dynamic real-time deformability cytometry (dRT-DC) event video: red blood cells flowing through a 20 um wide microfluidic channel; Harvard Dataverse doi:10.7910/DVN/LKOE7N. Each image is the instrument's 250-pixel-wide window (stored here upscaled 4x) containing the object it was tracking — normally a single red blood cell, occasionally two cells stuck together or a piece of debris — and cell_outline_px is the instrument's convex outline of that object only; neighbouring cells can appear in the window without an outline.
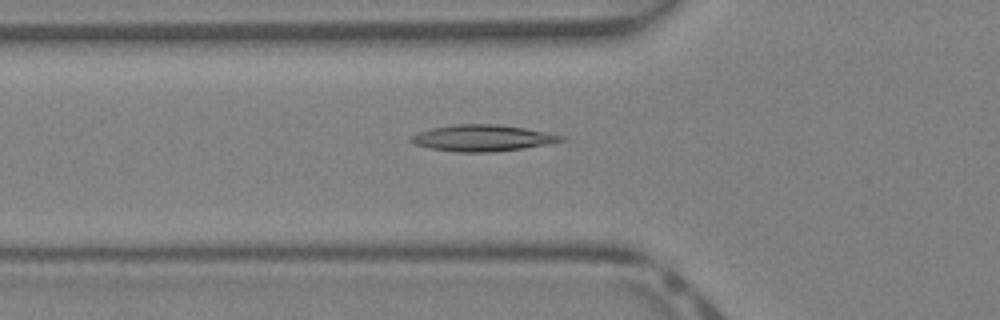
{"species": "Egyptian fruit bat (a non-hibernating species)", "species_latin": "Rousettus aegyptiacus", "temperature_condition": "warm", "stored_images_in_passage": 36, "camera_frame_rate_fps": 3000, "um_per_image_px": 0.085, "animal": {"sex": "female"}, "frame": {"image": 1, "passage_image": 10, "time_ms": 3.0, "image_size_px": [1000, 320], "cell_outline_px": [[568, 140], [548, 144], [492, 152], [456, 152], [432, 148], [416, 144], [408, 140], [408, 136], [432, 128], [456, 124], [496, 124], [524, 128], [564, 136]], "centroid_in_image_um": [41.0, 11.73], "position_along_channel_um": 84.8, "area_um2": 22.83}}
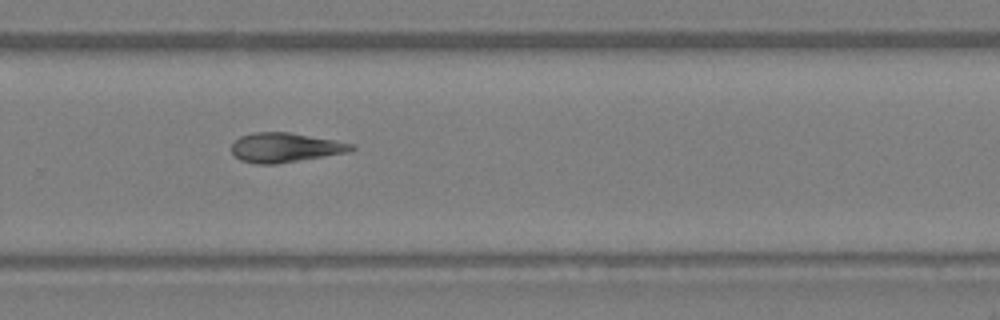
{"frame": {"image": 2, "passage_image": 23, "time_ms": 7.333, "image_size_px": [1000, 320], "cell_outline_px": [[356, 148], [352, 152], [276, 164], [256, 164], [240, 160], [232, 152], [232, 144], [240, 136], [252, 132], [288, 132], [336, 140], [356, 144]], "centroid_in_image_um": [24.3, 12.54], "position_along_channel_um": 305.5, "area_um2": 20.81}}
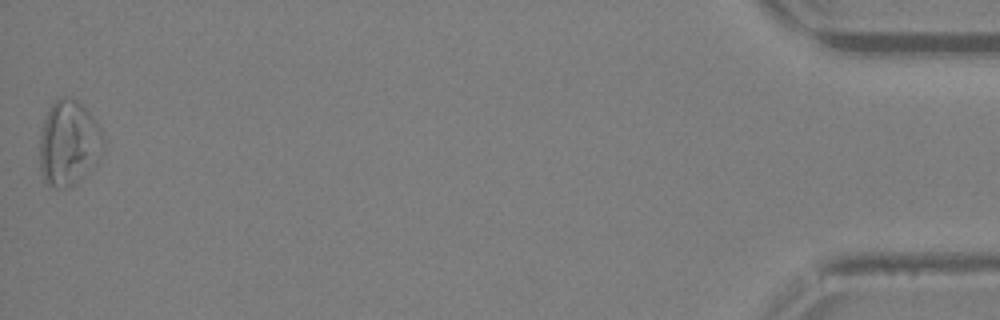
{"frame": {"image": 3, "passage_image": 36, "time_ms": 11.667, "image_size_px": [1000, 320], "cell_outline_px": [[104, 144], [100, 160], [92, 168], [68, 188], [56, 188], [48, 184], [44, 180], [40, 172], [40, 136], [44, 120], [52, 104], [56, 100], [64, 96], [68, 96], [76, 100], [92, 116], [100, 128], [104, 140]], "centroid_in_image_um": [5.85, 12.18], "position_along_channel_um": 429.4, "area_um2": 31.5}}